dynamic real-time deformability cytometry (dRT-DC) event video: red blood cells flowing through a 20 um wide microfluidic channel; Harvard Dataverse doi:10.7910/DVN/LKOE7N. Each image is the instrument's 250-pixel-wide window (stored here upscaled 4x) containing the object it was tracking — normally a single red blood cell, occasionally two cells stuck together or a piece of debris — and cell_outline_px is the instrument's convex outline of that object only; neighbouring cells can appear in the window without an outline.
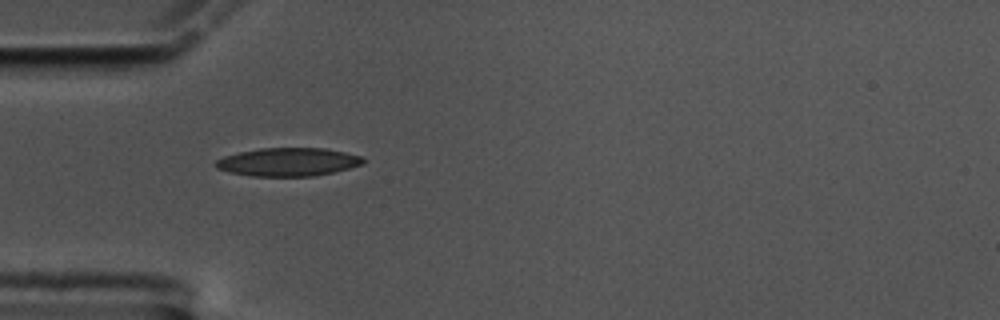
{"species": "common noctule bat (a hibernating species)", "species_latin": "Nyctalus noctula", "temperature_condition": "cold", "stored_images_in_passage": 42, "camera_frame_rate_fps": 3000, "um_per_image_px": 0.085, "animal": {"sex": "male", "body_mass_g": 17.5, "forearm_length_mm": 52.3}, "frame": {"image": 1, "passage_image": 1, "time_ms": 0.0, "image_size_px": [1000, 320], "cell_outline_px": [[364, 164], [332, 172], [312, 176], [252, 176], [228, 172], [216, 168], [212, 164], [216, 160], [224, 156], [240, 152], [260, 148], [324, 148], [344, 152], [360, 156], [364, 160]], "centroid_in_image_um": [24.44, 13.77], "position_along_channel_um": 60.6, "area_um2": 24.22}}
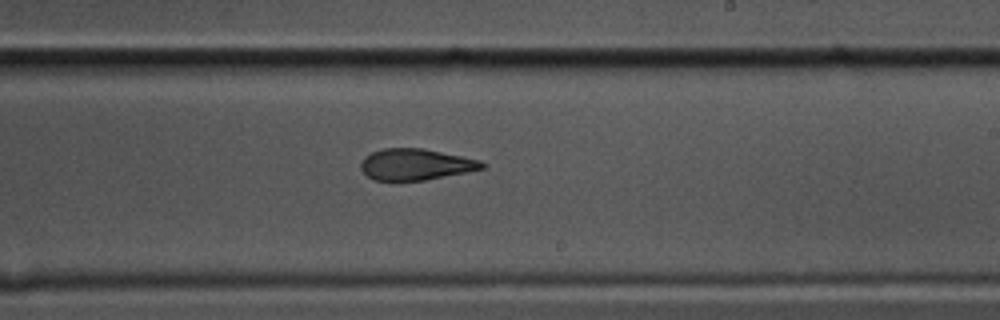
{"frame": {"image": 2, "passage_image": 18, "time_ms": 5.667, "image_size_px": [1000, 320], "cell_outline_px": [[484, 168], [424, 180], [372, 180], [360, 168], [360, 164], [364, 156], [372, 152], [384, 148], [424, 148], [480, 160], [484, 164]], "centroid_in_image_um": [35.28, 13.96], "position_along_channel_um": 253.7, "area_um2": 21.85}}
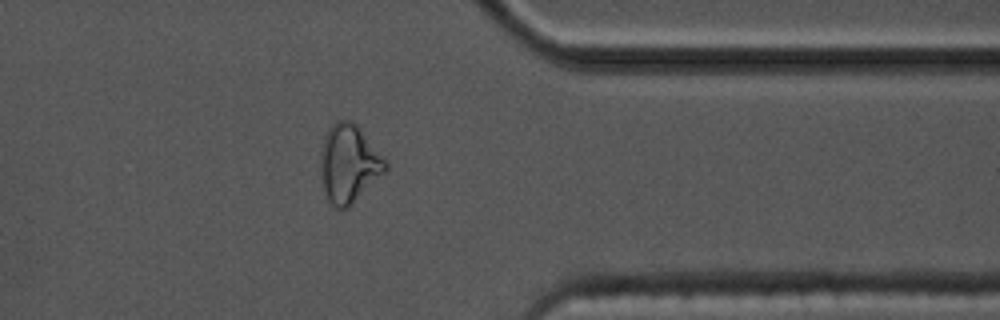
{"frame": {"image": 3, "passage_image": 30, "time_ms": 9.667, "image_size_px": [1000, 320], "cell_outline_px": [[388, 168], [348, 208], [336, 208], [328, 200], [324, 188], [320, 172], [320, 152], [324, 136], [328, 128], [336, 120], [352, 120], [360, 128], [388, 164]], "centroid_in_image_um": [29.62, 13.88], "position_along_channel_um": 381.8, "area_um2": 29.25}, "authors_computed_cell_mechanics": {"area_um2": 23.8425, "velocity_mm_per_s": 3.4479, "shape_relaxation_time_tau1_ms": 10.2569, "shape_relaxation_time_tau2_ms": 2.8768, "deformation_change_tau1": 0.2197, "deformation_change_tau2": 0.1065}}